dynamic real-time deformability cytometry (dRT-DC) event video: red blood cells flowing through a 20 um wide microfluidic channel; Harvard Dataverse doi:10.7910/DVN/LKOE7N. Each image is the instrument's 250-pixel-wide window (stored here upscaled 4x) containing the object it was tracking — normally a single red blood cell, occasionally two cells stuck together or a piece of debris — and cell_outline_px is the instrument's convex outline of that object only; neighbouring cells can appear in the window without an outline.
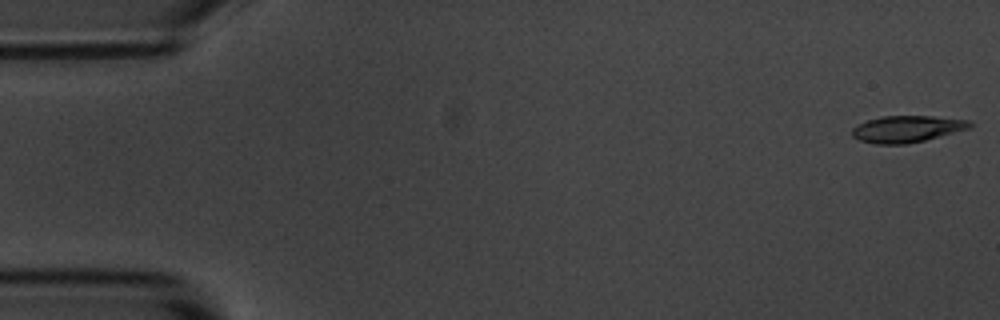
{"species": "common noctule bat (a hibernating species)", "species_latin": "Nyctalus noctula", "temperature_condition": "room temperature", "stored_images_in_passage": 55, "camera_frame_rate_fps": 3000, "um_per_image_px": 0.085, "animal": {"sex": "male", "body_mass_g": 20.1, "forearm_length_mm": 53.5}, "frame": {"image": 1, "passage_image": 1, "time_ms": 0.0, "image_size_px": [1000, 320], "cell_outline_px": [[972, 124], [968, 128], [924, 140], [904, 144], [876, 144], [860, 140], [852, 136], [852, 128], [868, 120], [884, 116], [932, 116], [968, 120]], "centroid_in_image_um": [77.05, 10.96], "position_along_channel_um": 7.9, "area_um2": 17.86}}
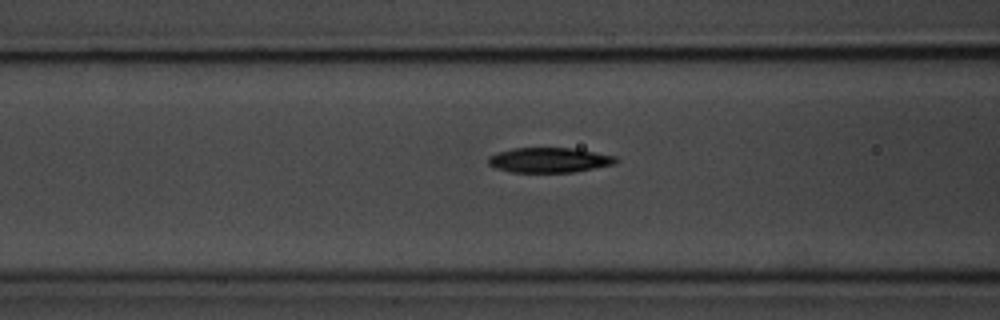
{"frame": {"image": 2, "passage_image": 21, "time_ms": 6.667, "image_size_px": [1000, 320], "cell_outline_px": [[620, 160], [616, 164], [572, 172], [512, 172], [496, 168], [488, 164], [488, 156], [496, 152], [512, 148], [572, 148], [616, 156]], "centroid_in_image_um": [46.68, 13.6], "position_along_channel_um": 119.9, "area_um2": 18.61}}
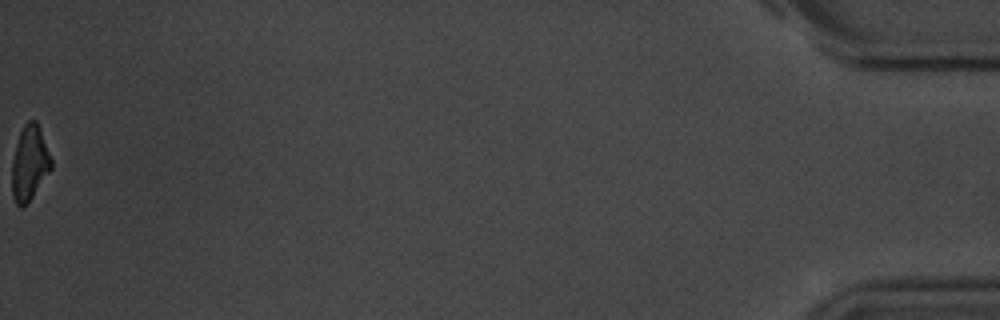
{"frame": {"image": 3, "passage_image": 55, "time_ms": 18.0, "image_size_px": [1000, 320], "cell_outline_px": [[52, 168], [28, 204], [20, 208], [16, 204], [12, 196], [12, 160], [16, 144], [20, 132], [24, 124], [28, 120], [36, 120], [52, 160]], "centroid_in_image_um": [2.5, 13.91], "position_along_channel_um": 432.7, "area_um2": 17.17}, "authors_computed_cell_mechanics": {"area_um2": 18.6694, "velocity_mm_per_s": 3.6567, "shape_relaxation_time_tau1_ms": 3.0309, "shape_relaxation_time_tau2_ms": 3.1284, "deformation_change_tau1": 0.1386, "deformation_change_tau2": 0.0964}}